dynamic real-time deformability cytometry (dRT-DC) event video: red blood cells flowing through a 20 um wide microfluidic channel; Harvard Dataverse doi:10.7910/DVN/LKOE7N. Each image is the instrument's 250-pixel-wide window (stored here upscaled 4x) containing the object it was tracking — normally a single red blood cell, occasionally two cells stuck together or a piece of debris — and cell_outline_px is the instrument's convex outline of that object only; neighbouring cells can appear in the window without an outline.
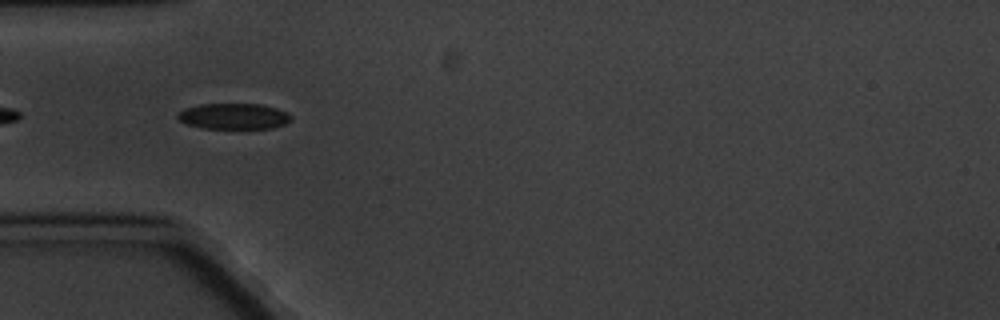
{"species": "common noctule bat (a hibernating species)", "species_latin": "Nyctalus noctula", "temperature_condition": "cold", "stored_images_in_passage": 5, "camera_frame_rate_fps": 3000, "um_per_image_px": 0.085, "animal": {"sex": "male", "body_mass_g": 20.1, "forearm_length_mm": 53.5}, "frame": {"image": 1, "passage_image": 1, "time_ms": 0.0, "image_size_px": [1000, 320], "cell_outline_px": [[292, 120], [284, 124], [272, 128], [204, 128], [184, 124], [176, 116], [176, 112], [184, 108], [200, 104], [260, 104], [276, 108], [288, 112], [292, 116]], "centroid_in_image_um": [19.84, 9.88], "position_along_channel_um": 65.2, "area_um2": 17.22}}